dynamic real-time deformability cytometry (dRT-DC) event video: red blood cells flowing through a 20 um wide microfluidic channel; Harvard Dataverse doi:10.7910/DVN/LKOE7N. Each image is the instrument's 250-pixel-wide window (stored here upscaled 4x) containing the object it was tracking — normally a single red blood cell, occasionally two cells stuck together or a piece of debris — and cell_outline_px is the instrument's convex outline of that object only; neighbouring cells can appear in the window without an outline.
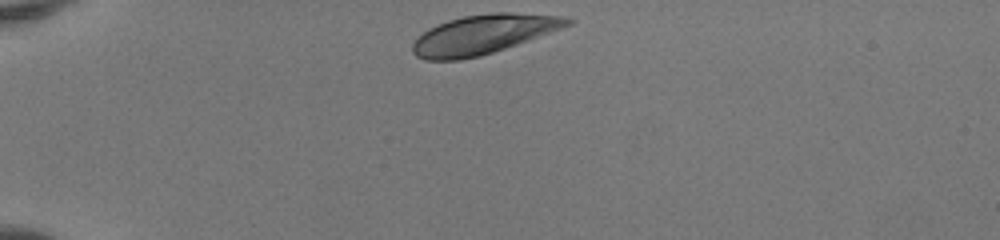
{"species": "human", "species_latin": "Homo sapiens", "temperature_condition": "room temperature", "stored_images_in_passage": 33, "camera_frame_rate_fps": 3000, "um_per_image_px": 0.085, "donor": {"sex": "female"}, "frame": {"image": 1, "passage_image": 1, "time_ms": 0.0, "image_size_px": [1000, 240], "cell_outline_px": [[576, 20], [572, 24], [528, 40], [480, 56], [460, 60], [424, 60], [416, 56], [412, 52], [412, 44], [428, 28], [448, 20], [464, 16], [496, 12], [512, 12], [564, 16]], "centroid_in_image_um": [41.08, 2.92], "position_along_channel_um": 43.9, "area_um2": 35.2}}
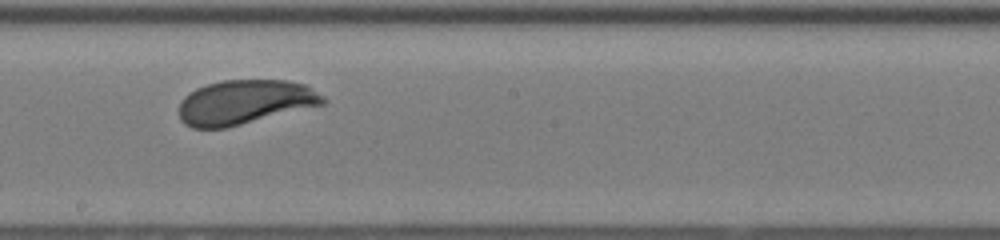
{"frame": {"image": 2, "passage_image": 18, "time_ms": 5.667, "image_size_px": [1000, 240], "cell_outline_px": [[328, 100], [324, 104], [228, 128], [192, 128], [184, 124], [180, 120], [180, 104], [184, 96], [196, 88], [208, 84], [224, 80], [288, 80], [308, 84], [324, 96]], "centroid_in_image_um": [20.85, 8.68], "position_along_channel_um": 227.4, "area_um2": 37.63}}
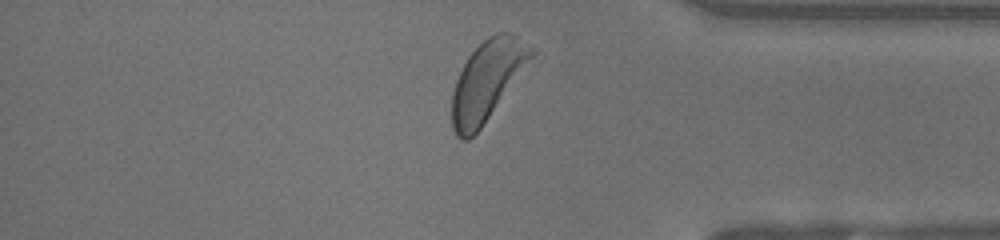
{"frame": {"image": 3, "passage_image": 31, "time_ms": 10.0, "image_size_px": [1000, 240], "cell_outline_px": [[536, 52], [480, 128], [468, 140], [460, 140], [456, 136], [452, 128], [452, 92], [456, 80], [468, 56], [488, 36], [496, 32], [512, 32], [536, 48]], "centroid_in_image_um": [41.4, 6.82], "position_along_channel_um": 393.8, "area_um2": 36.3}, "authors_computed_cell_mechanics": {"area_um2": 37.3388, "velocity_mm_per_s": 4.0836, "shape_relaxation_time_tau1_ms": 1.3136, "shape_relaxation_time_tau2_ms": null, "deformation_change_tau1": 0.1169, "deformation_change_tau2": null}}